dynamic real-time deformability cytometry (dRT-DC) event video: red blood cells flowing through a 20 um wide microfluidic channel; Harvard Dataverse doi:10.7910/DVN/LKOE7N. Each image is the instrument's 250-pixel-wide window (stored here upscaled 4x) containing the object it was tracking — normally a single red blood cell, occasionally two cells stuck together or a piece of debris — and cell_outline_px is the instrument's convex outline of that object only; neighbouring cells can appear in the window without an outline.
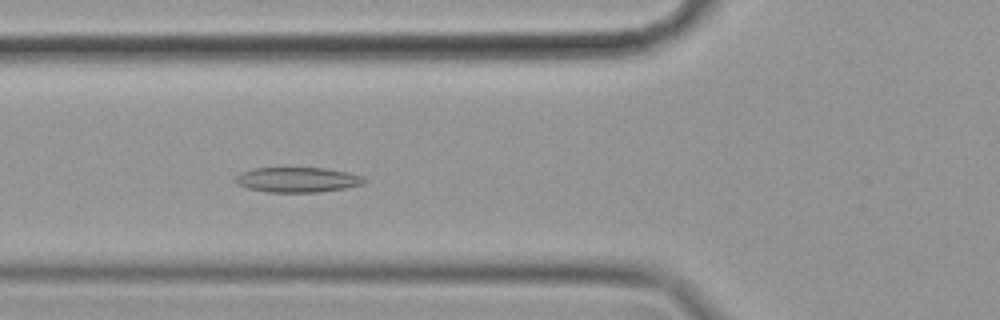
{"species": "common noctule bat (a hibernating species)", "species_latin": "Nyctalus noctula", "temperature_condition": "cold", "stored_images_in_passage": 39, "camera_frame_rate_fps": 3000, "um_per_image_px": 0.085, "animal": {"sex": "female", "body_mass_g": 19.9}, "frame": {"image": 1, "passage_image": 3, "time_ms": 0.667, "image_size_px": [1000, 320], "cell_outline_px": [[368, 180], [364, 184], [344, 188], [320, 192], [268, 192], [248, 188], [236, 184], [232, 180], [240, 172], [252, 168], [324, 168], [348, 172], [364, 176]], "centroid_in_image_um": [25.28, 15.27], "position_along_channel_um": 100.5, "area_um2": 19.02}}
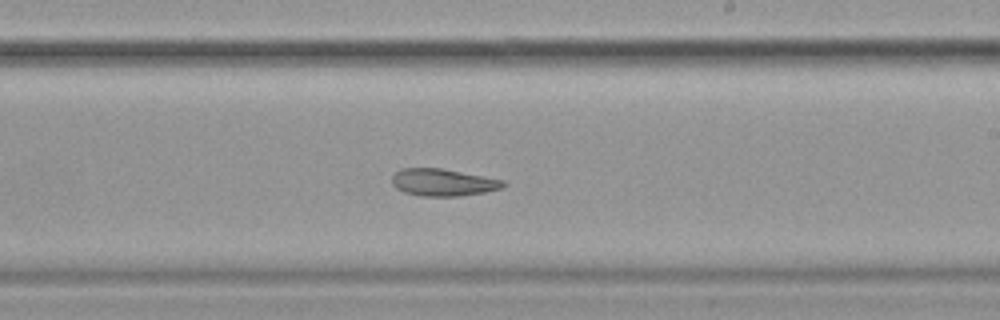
{"frame": {"image": 2, "passage_image": 16, "time_ms": 5.0, "image_size_px": [1000, 320], "cell_outline_px": [[508, 184], [504, 188], [484, 192], [460, 196], [420, 196], [404, 192], [396, 188], [392, 184], [392, 176], [400, 168], [440, 168], [504, 180]], "centroid_in_image_um": [37.66, 15.51], "position_along_channel_um": 251.3, "area_um2": 17.69}}
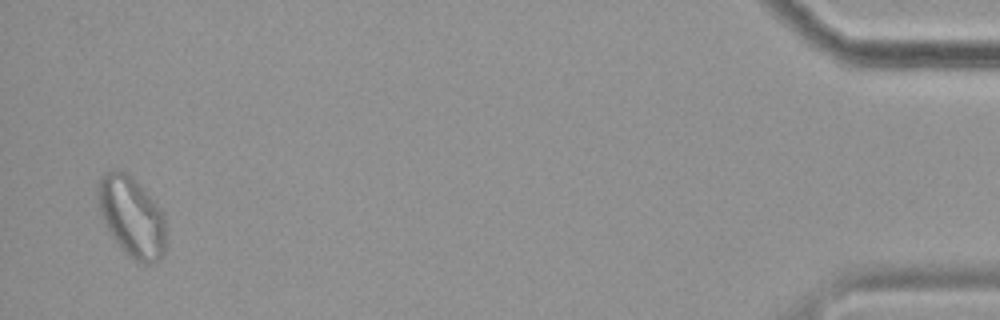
{"frame": {"image": 3, "passage_image": 38, "time_ms": 12.333, "image_size_px": [1000, 320], "cell_outline_px": [[164, 256], [160, 260], [152, 264], [144, 264], [136, 260], [124, 252], [112, 236], [100, 212], [96, 192], [100, 180], [112, 168], [124, 172], [132, 176], [136, 180], [164, 212]], "centroid_in_image_um": [11.21, 18.43], "position_along_channel_um": 424.0, "area_um2": 31.56}}